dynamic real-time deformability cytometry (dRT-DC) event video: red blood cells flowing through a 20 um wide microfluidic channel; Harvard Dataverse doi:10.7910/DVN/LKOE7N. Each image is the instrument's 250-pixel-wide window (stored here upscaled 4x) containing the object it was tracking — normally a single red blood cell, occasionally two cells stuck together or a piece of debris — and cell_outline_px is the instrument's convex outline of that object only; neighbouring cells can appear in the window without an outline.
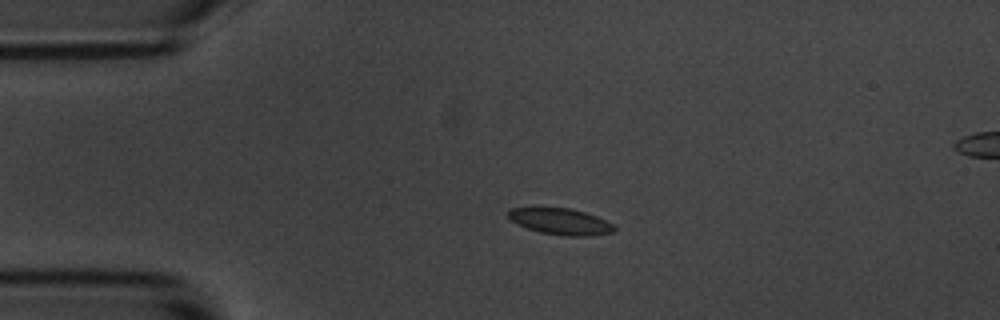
{"species": "common noctule bat (a hibernating species)", "species_latin": "Nyctalus noctula", "temperature_condition": "room temperature", "stored_images_in_passage": 3, "segment_of_instrument_passage": [1, 2], "camera_frame_rate_fps": 3000, "um_per_image_px": 0.085, "animal": {"sex": "male", "body_mass_g": 20.1, "forearm_length_mm": 53.5}, "frame": {"image": 1, "passage_image": 1, "time_ms": 0.0, "image_size_px": [1000, 320], "cell_outline_px": [[616, 228], [612, 232], [588, 236], [564, 236], [540, 232], [516, 224], [508, 220], [508, 212], [512, 208], [568, 208], [584, 212], [596, 216], [612, 224]], "centroid_in_image_um": [47.61, 18.83], "position_along_channel_um": 37.4, "area_um2": 16.07}}